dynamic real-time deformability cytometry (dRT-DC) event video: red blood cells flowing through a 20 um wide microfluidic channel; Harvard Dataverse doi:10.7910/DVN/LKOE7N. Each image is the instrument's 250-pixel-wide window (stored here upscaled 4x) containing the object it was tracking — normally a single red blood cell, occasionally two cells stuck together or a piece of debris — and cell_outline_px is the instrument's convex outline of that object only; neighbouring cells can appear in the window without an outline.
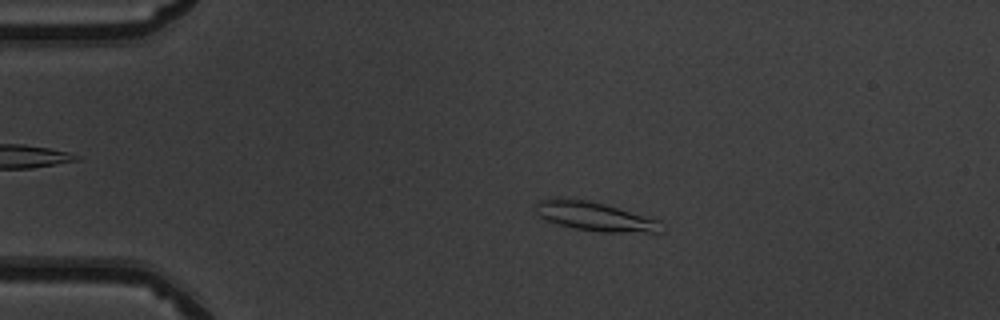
{"species": "common noctule bat (a hibernating species)", "species_latin": "Nyctalus noctula", "temperature_condition": "warm", "stored_images_in_passage": 50, "camera_frame_rate_fps": 3000, "um_per_image_px": 0.085, "animal": {"sex": "male", "body_mass_g": 19.5, "forearm_length_mm": 54.6}, "frame": {"image": 1, "passage_image": 10, "time_ms": 3.0, "image_size_px": [1000, 320], "cell_outline_px": [[664, 232], [600, 232], [576, 228], [544, 220], [536, 212], [536, 200], [552, 196], [564, 196], [588, 200], [604, 204], [660, 220]], "centroid_in_image_um": [50.49, 18.36], "position_along_channel_um": 34.5, "area_um2": 21.56}}
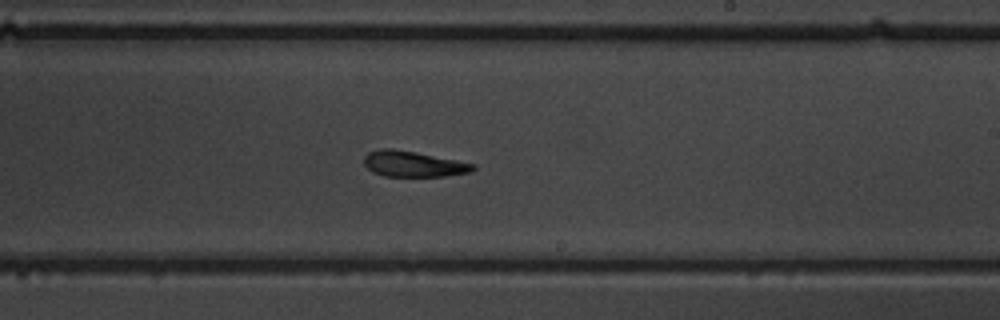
{"frame": {"image": 2, "passage_image": 30, "time_ms": 9.667, "image_size_px": [1000, 320], "cell_outline_px": [[476, 168], [472, 172], [444, 176], [384, 176], [372, 172], [364, 164], [364, 156], [368, 152], [380, 148], [392, 148], [416, 152], [476, 164]], "centroid_in_image_um": [35.12, 13.93], "position_along_channel_um": 253.9, "area_um2": 16.42}}
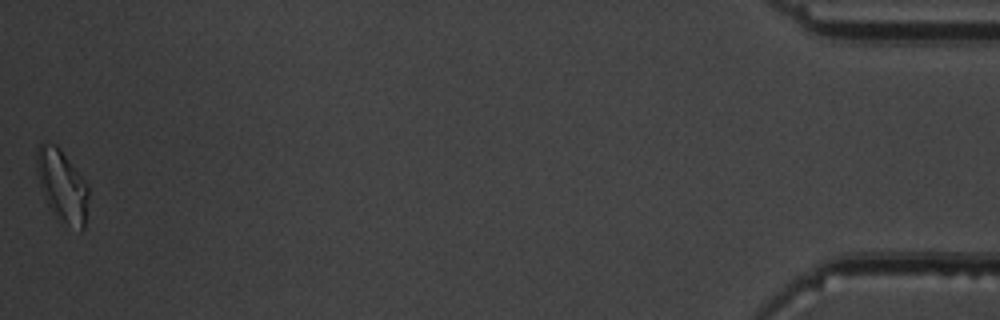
{"frame": {"image": 3, "passage_image": 50, "time_ms": 16.333, "image_size_px": [1000, 320], "cell_outline_px": [[88, 196], [84, 228], [80, 232], [60, 220], [52, 212], [48, 204], [40, 184], [36, 172], [36, 148], [40, 140], [56, 144], [88, 184]], "centroid_in_image_um": [5.26, 15.75], "position_along_channel_um": 429.9, "area_um2": 21.79}, "authors_computed_cell_mechanics": {"area_um2": 17.7446, "velocity_mm_per_s": 4.0048, "shape_relaxation_time_tau1_ms": 5.8675, "shape_relaxation_time_tau2_ms": 7.2109, "deformation_change_tau1": 0.1354, "deformation_change_tau2": 0.1862}}